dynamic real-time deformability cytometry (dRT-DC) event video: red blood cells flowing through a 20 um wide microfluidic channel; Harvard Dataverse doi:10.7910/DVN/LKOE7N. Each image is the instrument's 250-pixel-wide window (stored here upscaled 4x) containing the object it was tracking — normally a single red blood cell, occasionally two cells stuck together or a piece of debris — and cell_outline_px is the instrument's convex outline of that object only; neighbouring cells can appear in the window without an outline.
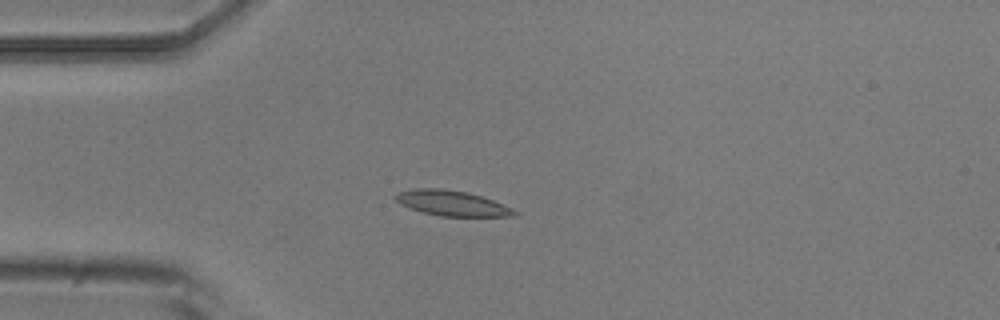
{"species": "common noctule bat (a hibernating species)", "species_latin": "Nyctalus noctula", "temperature_condition": "room temperature", "stored_images_in_passage": 3, "camera_frame_rate_fps": 3000, "um_per_image_px": 0.085, "animal": {"sex": "male", "body_mass_g": 20.5, "forearm_length_mm": 52.5}, "frame": {"image": 1, "passage_image": 3, "time_ms": 2.333, "image_size_px": [1000, 320], "cell_outline_px": [[520, 212], [512, 216], [440, 216], [424, 212], [400, 204], [392, 196], [400, 192], [420, 188], [440, 188], [468, 192], [492, 200], [512, 208]], "centroid_in_image_um": [38.42, 17.27], "position_along_channel_um": 46.6, "area_um2": 17.22}}